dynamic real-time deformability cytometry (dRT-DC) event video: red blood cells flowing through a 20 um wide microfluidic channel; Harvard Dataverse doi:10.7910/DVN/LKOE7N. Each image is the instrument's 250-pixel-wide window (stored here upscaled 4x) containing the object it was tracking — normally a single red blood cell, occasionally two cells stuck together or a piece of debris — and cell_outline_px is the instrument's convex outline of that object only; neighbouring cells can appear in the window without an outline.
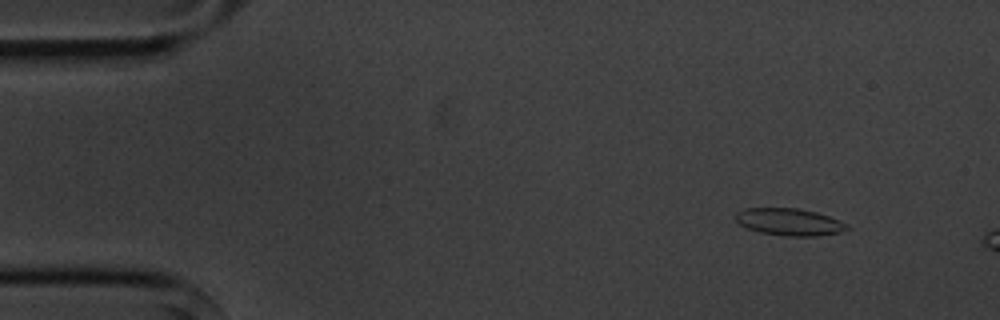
{"species": "common noctule bat (a hibernating species)", "species_latin": "Nyctalus noctula", "temperature_condition": "cold", "stored_images_in_passage": 5, "camera_frame_rate_fps": 3000, "um_per_image_px": 0.085, "animal": {"sex": "male", "body_mass_g": 20.1, "forearm_length_mm": 53.5}, "frame": {"image": 1, "passage_image": 1, "time_ms": 0.0, "image_size_px": [1000, 320], "cell_outline_px": [[852, 228], [840, 232], [816, 236], [788, 236], [760, 232], [748, 228], [740, 224], [736, 220], [736, 212], [744, 208], [796, 208], [816, 212], [828, 216], [848, 224]], "centroid_in_image_um": [67.11, 18.86], "position_along_channel_um": 17.9, "area_um2": 17.51}}
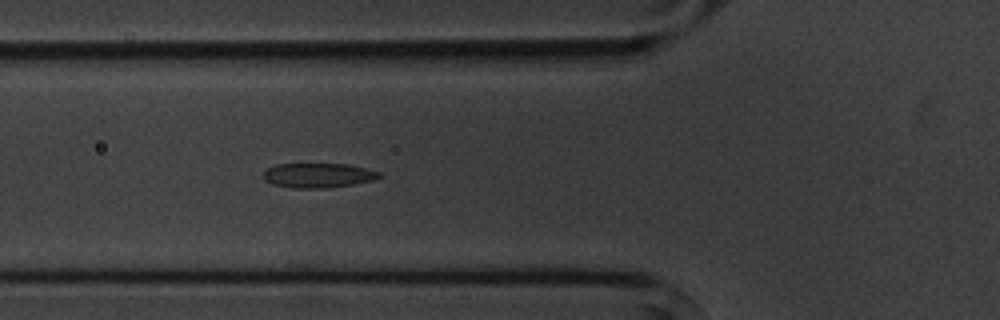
{"frame": {"image": 2, "passage_image": 5, "time_ms": 4.667, "image_size_px": [1000, 320], "cell_outline_px": [[380, 176], [372, 180], [352, 184], [324, 188], [292, 188], [272, 184], [264, 180], [264, 172], [268, 168], [276, 164], [348, 164], [380, 172]], "centroid_in_image_um": [27.0, 14.9], "position_along_channel_um": 98.8, "area_um2": 16.42}}